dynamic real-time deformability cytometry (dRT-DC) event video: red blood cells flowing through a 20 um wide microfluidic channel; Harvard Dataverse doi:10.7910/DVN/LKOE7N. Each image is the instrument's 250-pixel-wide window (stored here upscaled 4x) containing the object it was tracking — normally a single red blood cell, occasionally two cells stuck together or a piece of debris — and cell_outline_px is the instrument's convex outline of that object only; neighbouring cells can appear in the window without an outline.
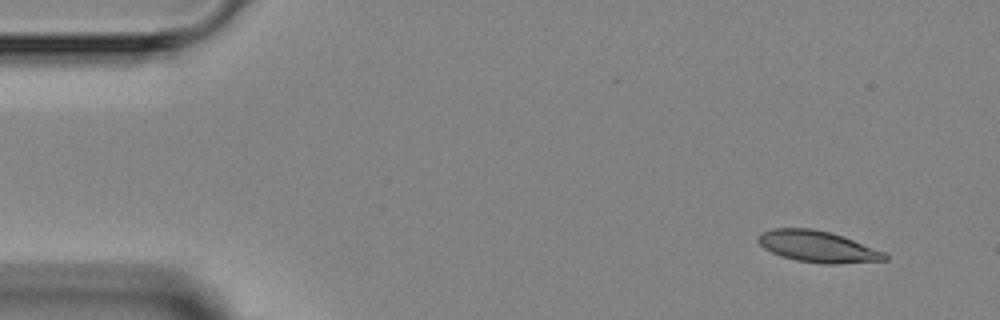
{"species": "Egyptian fruit bat (a non-hibernating species)", "species_latin": "Rousettus aegyptiacus", "temperature_condition": "room temperature", "stored_images_in_passage": 3, "camera_frame_rate_fps": 3000, "um_per_image_px": 0.085, "animal": {"sex": "female"}, "frame": {"image": 1, "passage_image": 1, "time_ms": 0.0, "image_size_px": [1000, 320], "cell_outline_px": [[888, 260], [836, 264], [824, 264], [796, 260], [780, 256], [764, 248], [756, 240], [756, 236], [760, 232], [772, 228], [812, 228], [844, 236], [884, 252], [888, 256]], "centroid_in_image_um": [69.47, 20.95], "position_along_channel_um": 15.5, "area_um2": 23.29}}